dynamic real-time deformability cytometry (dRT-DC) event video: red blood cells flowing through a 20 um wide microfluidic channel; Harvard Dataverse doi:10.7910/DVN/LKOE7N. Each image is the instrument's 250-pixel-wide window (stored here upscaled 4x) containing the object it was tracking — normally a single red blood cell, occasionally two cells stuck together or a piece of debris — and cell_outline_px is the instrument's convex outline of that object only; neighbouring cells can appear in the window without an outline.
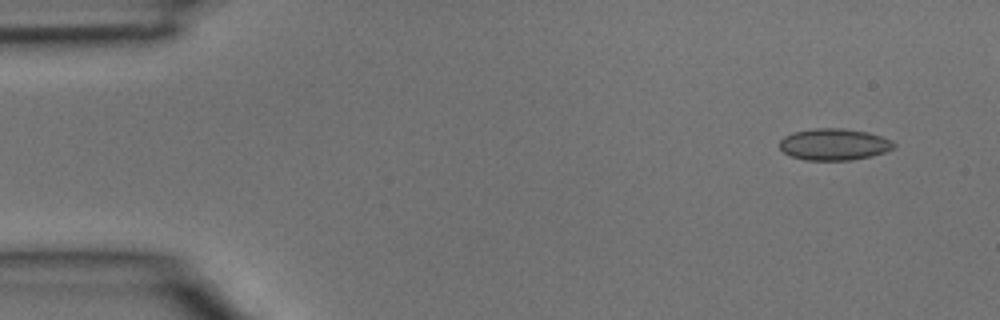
{"species": "common noctule bat (a hibernating species)", "species_latin": "Nyctalus noctula", "temperature_condition": "room temperature", "stored_images_in_passage": 4, "camera_frame_rate_fps": 3000, "um_per_image_px": 0.085, "animal": {"sex": "male", "body_mass_g": 15.6}, "frame": {"image": 1, "passage_image": 1, "time_ms": 0.0, "image_size_px": [1000, 320], "cell_outline_px": [[896, 144], [892, 148], [884, 152], [872, 156], [848, 160], [804, 160], [792, 156], [784, 152], [780, 148], [780, 140], [784, 136], [792, 132], [816, 128], [840, 128], [868, 132], [892, 140]], "centroid_in_image_um": [70.88, 12.27], "position_along_channel_um": 14.1, "area_um2": 20.98}}